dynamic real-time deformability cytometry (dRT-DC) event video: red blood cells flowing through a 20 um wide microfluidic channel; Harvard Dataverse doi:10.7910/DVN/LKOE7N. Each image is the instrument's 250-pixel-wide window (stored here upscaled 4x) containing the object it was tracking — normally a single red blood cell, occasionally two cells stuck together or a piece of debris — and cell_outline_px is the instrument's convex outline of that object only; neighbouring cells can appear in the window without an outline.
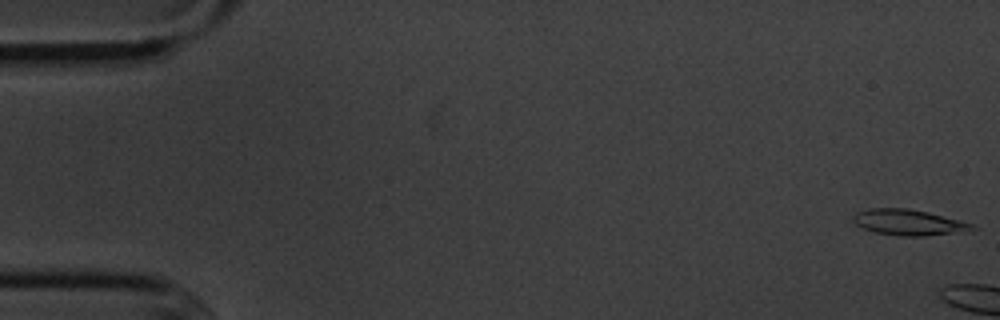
{"species": "common noctule bat (a hibernating species)", "species_latin": "Nyctalus noctula", "temperature_condition": "cold", "stored_images_in_passage": 5, "camera_frame_rate_fps": 3000, "um_per_image_px": 0.085, "animal": {"sex": "male", "body_mass_g": 20.1, "forearm_length_mm": 53.5}, "frame": {"image": 1, "passage_image": 1, "time_ms": 0.0, "image_size_px": [1000, 320], "cell_outline_px": [[980, 228], [964, 232], [924, 236], [900, 236], [876, 232], [864, 228], [856, 224], [852, 220], [852, 216], [856, 212], [868, 208], [908, 208], [928, 212], [960, 220], [972, 224]], "centroid_in_image_um": [77.26, 18.9], "position_along_channel_um": 7.7, "area_um2": 18.03}}